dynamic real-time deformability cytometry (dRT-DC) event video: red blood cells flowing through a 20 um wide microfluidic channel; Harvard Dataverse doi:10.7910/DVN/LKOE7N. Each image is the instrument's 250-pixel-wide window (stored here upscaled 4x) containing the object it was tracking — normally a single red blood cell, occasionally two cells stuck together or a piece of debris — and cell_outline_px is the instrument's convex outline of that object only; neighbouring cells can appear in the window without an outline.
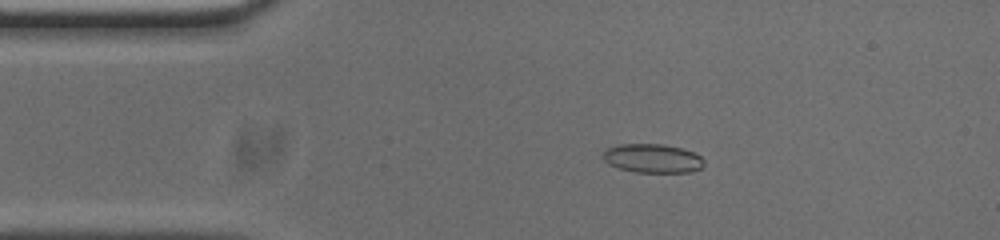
{"species": "common noctule bat (a hibernating species)", "species_latin": "Nyctalus noctula", "temperature_condition": "cold", "stored_images_in_passage": 54, "camera_frame_rate_fps": 3000, "um_per_image_px": 0.085, "animal": {"sex": "male", "body_mass_g": 20.0, "forearm_length_mm": 53.3}, "frame": {"image": 1, "passage_image": 10, "time_ms": 3.0, "image_size_px": [1000, 240], "cell_outline_px": [[704, 164], [700, 168], [688, 172], [636, 172], [620, 168], [608, 164], [600, 156], [604, 148], [620, 144], [664, 144], [680, 148], [692, 152], [700, 156], [704, 160]], "centroid_in_image_um": [55.4, 13.45], "position_along_channel_um": 29.6, "area_um2": 17.05}}
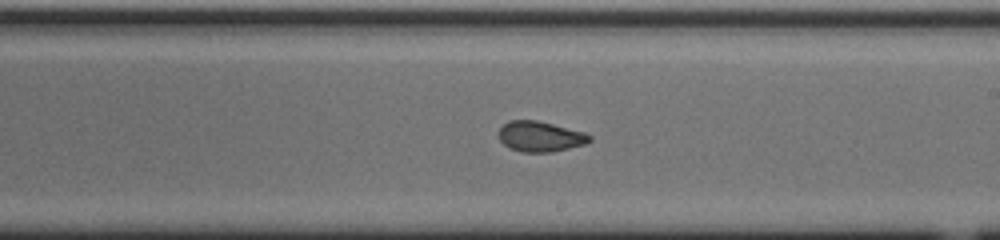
{"frame": {"image": 2, "passage_image": 30, "time_ms": 9.667, "image_size_px": [1000, 240], "cell_outline_px": [[592, 140], [584, 144], [552, 152], [520, 152], [508, 148], [500, 140], [500, 128], [508, 120], [536, 120], [584, 132], [592, 136]], "centroid_in_image_um": [45.91, 11.61], "position_along_channel_um": 243.1, "area_um2": 16.01}}
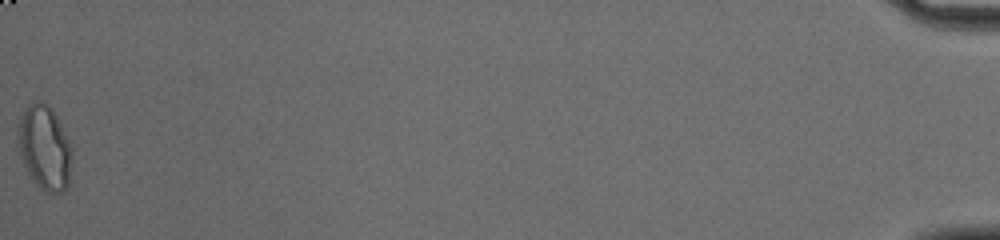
{"frame": {"image": 3, "passage_image": 54, "time_ms": 17.667, "image_size_px": [1000, 240], "cell_outline_px": [[72, 156], [68, 184], [64, 192], [44, 192], [28, 176], [20, 152], [16, 136], [16, 132], [24, 108], [32, 100], [40, 100], [48, 104], [52, 108], [68, 140], [72, 152]], "centroid_in_image_um": [3.76, 12.53], "position_along_channel_um": 431.4, "area_um2": 26.76}, "authors_computed_cell_mechanics": {"area_um2": 16.6175, "velocity_mm_per_s": 3.7633, "shape_relaxation_time_tau1_ms": 9.5105, "shape_relaxation_time_tau2_ms": 1.2679, "deformation_change_tau1": 0.2336, "deformation_change_tau2": 0.0686}}